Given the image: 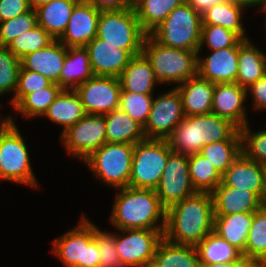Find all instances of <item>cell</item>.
<instances>
[{
    "instance_id": "1",
    "label": "cell",
    "mask_w": 266,
    "mask_h": 267,
    "mask_svg": "<svg viewBox=\"0 0 266 267\" xmlns=\"http://www.w3.org/2000/svg\"><path fill=\"white\" fill-rule=\"evenodd\" d=\"M214 231L211 193L196 192L166 210L164 238L175 244L196 246Z\"/></svg>"
},
{
    "instance_id": "2",
    "label": "cell",
    "mask_w": 266,
    "mask_h": 267,
    "mask_svg": "<svg viewBox=\"0 0 266 267\" xmlns=\"http://www.w3.org/2000/svg\"><path fill=\"white\" fill-rule=\"evenodd\" d=\"M115 190L118 191L113 202L110 222L118 231L120 229H165L166 209L161 205L155 189L127 186Z\"/></svg>"
},
{
    "instance_id": "3",
    "label": "cell",
    "mask_w": 266,
    "mask_h": 267,
    "mask_svg": "<svg viewBox=\"0 0 266 267\" xmlns=\"http://www.w3.org/2000/svg\"><path fill=\"white\" fill-rule=\"evenodd\" d=\"M238 129L214 113L185 116L167 141L174 152L191 155L200 153L205 145L229 139Z\"/></svg>"
},
{
    "instance_id": "4",
    "label": "cell",
    "mask_w": 266,
    "mask_h": 267,
    "mask_svg": "<svg viewBox=\"0 0 266 267\" xmlns=\"http://www.w3.org/2000/svg\"><path fill=\"white\" fill-rule=\"evenodd\" d=\"M142 53L149 60L160 84L180 85L197 76L198 53L195 51L164 46L147 34Z\"/></svg>"
},
{
    "instance_id": "5",
    "label": "cell",
    "mask_w": 266,
    "mask_h": 267,
    "mask_svg": "<svg viewBox=\"0 0 266 267\" xmlns=\"http://www.w3.org/2000/svg\"><path fill=\"white\" fill-rule=\"evenodd\" d=\"M201 24V14L184 1L150 35L164 46L198 53Z\"/></svg>"
},
{
    "instance_id": "6",
    "label": "cell",
    "mask_w": 266,
    "mask_h": 267,
    "mask_svg": "<svg viewBox=\"0 0 266 267\" xmlns=\"http://www.w3.org/2000/svg\"><path fill=\"white\" fill-rule=\"evenodd\" d=\"M53 254L65 267H99L100 253L94 239V223L85 215L73 229L54 239Z\"/></svg>"
},
{
    "instance_id": "7",
    "label": "cell",
    "mask_w": 266,
    "mask_h": 267,
    "mask_svg": "<svg viewBox=\"0 0 266 267\" xmlns=\"http://www.w3.org/2000/svg\"><path fill=\"white\" fill-rule=\"evenodd\" d=\"M147 34L141 29L134 7L101 10L96 37L112 46L127 50L132 56L142 53Z\"/></svg>"
},
{
    "instance_id": "8",
    "label": "cell",
    "mask_w": 266,
    "mask_h": 267,
    "mask_svg": "<svg viewBox=\"0 0 266 267\" xmlns=\"http://www.w3.org/2000/svg\"><path fill=\"white\" fill-rule=\"evenodd\" d=\"M134 144L105 143L84 160L96 179L116 189L129 186Z\"/></svg>"
},
{
    "instance_id": "9",
    "label": "cell",
    "mask_w": 266,
    "mask_h": 267,
    "mask_svg": "<svg viewBox=\"0 0 266 267\" xmlns=\"http://www.w3.org/2000/svg\"><path fill=\"white\" fill-rule=\"evenodd\" d=\"M172 152L167 139H145L134 144L129 187L155 189Z\"/></svg>"
},
{
    "instance_id": "10",
    "label": "cell",
    "mask_w": 266,
    "mask_h": 267,
    "mask_svg": "<svg viewBox=\"0 0 266 267\" xmlns=\"http://www.w3.org/2000/svg\"><path fill=\"white\" fill-rule=\"evenodd\" d=\"M16 123L0 136V179L38 187L26 141Z\"/></svg>"
},
{
    "instance_id": "11",
    "label": "cell",
    "mask_w": 266,
    "mask_h": 267,
    "mask_svg": "<svg viewBox=\"0 0 266 267\" xmlns=\"http://www.w3.org/2000/svg\"><path fill=\"white\" fill-rule=\"evenodd\" d=\"M165 229H120L115 232L117 252L124 267H151Z\"/></svg>"
},
{
    "instance_id": "12",
    "label": "cell",
    "mask_w": 266,
    "mask_h": 267,
    "mask_svg": "<svg viewBox=\"0 0 266 267\" xmlns=\"http://www.w3.org/2000/svg\"><path fill=\"white\" fill-rule=\"evenodd\" d=\"M60 136L67 152L83 162L107 142L105 115L86 114Z\"/></svg>"
},
{
    "instance_id": "13",
    "label": "cell",
    "mask_w": 266,
    "mask_h": 267,
    "mask_svg": "<svg viewBox=\"0 0 266 267\" xmlns=\"http://www.w3.org/2000/svg\"><path fill=\"white\" fill-rule=\"evenodd\" d=\"M184 118L181 95L175 87L153 98L144 135L146 139H167Z\"/></svg>"
},
{
    "instance_id": "14",
    "label": "cell",
    "mask_w": 266,
    "mask_h": 267,
    "mask_svg": "<svg viewBox=\"0 0 266 267\" xmlns=\"http://www.w3.org/2000/svg\"><path fill=\"white\" fill-rule=\"evenodd\" d=\"M155 192L166 210L196 193L190 180L188 155L174 151L169 155Z\"/></svg>"
},
{
    "instance_id": "15",
    "label": "cell",
    "mask_w": 266,
    "mask_h": 267,
    "mask_svg": "<svg viewBox=\"0 0 266 267\" xmlns=\"http://www.w3.org/2000/svg\"><path fill=\"white\" fill-rule=\"evenodd\" d=\"M75 91L86 114L104 115L119 108V77L93 76L80 84Z\"/></svg>"
},
{
    "instance_id": "16",
    "label": "cell",
    "mask_w": 266,
    "mask_h": 267,
    "mask_svg": "<svg viewBox=\"0 0 266 267\" xmlns=\"http://www.w3.org/2000/svg\"><path fill=\"white\" fill-rule=\"evenodd\" d=\"M100 10L87 0L74 7L66 30L58 39L66 47H85L97 35Z\"/></svg>"
},
{
    "instance_id": "17",
    "label": "cell",
    "mask_w": 266,
    "mask_h": 267,
    "mask_svg": "<svg viewBox=\"0 0 266 267\" xmlns=\"http://www.w3.org/2000/svg\"><path fill=\"white\" fill-rule=\"evenodd\" d=\"M246 99L247 89L238 83H217L214 87L212 113L230 120L240 129L248 124L244 105Z\"/></svg>"
},
{
    "instance_id": "18",
    "label": "cell",
    "mask_w": 266,
    "mask_h": 267,
    "mask_svg": "<svg viewBox=\"0 0 266 267\" xmlns=\"http://www.w3.org/2000/svg\"><path fill=\"white\" fill-rule=\"evenodd\" d=\"M210 51L207 58L198 53L197 75L215 84L236 82L239 43L235 47Z\"/></svg>"
},
{
    "instance_id": "19",
    "label": "cell",
    "mask_w": 266,
    "mask_h": 267,
    "mask_svg": "<svg viewBox=\"0 0 266 267\" xmlns=\"http://www.w3.org/2000/svg\"><path fill=\"white\" fill-rule=\"evenodd\" d=\"M85 48L94 76L119 77L133 57L127 50L112 46L98 37Z\"/></svg>"
},
{
    "instance_id": "20",
    "label": "cell",
    "mask_w": 266,
    "mask_h": 267,
    "mask_svg": "<svg viewBox=\"0 0 266 267\" xmlns=\"http://www.w3.org/2000/svg\"><path fill=\"white\" fill-rule=\"evenodd\" d=\"M224 185L255 193L265 201L264 165L247 158L242 152L222 174Z\"/></svg>"
},
{
    "instance_id": "21",
    "label": "cell",
    "mask_w": 266,
    "mask_h": 267,
    "mask_svg": "<svg viewBox=\"0 0 266 267\" xmlns=\"http://www.w3.org/2000/svg\"><path fill=\"white\" fill-rule=\"evenodd\" d=\"M214 215L254 213L264 202L253 192L224 185L222 182L211 192Z\"/></svg>"
},
{
    "instance_id": "22",
    "label": "cell",
    "mask_w": 266,
    "mask_h": 267,
    "mask_svg": "<svg viewBox=\"0 0 266 267\" xmlns=\"http://www.w3.org/2000/svg\"><path fill=\"white\" fill-rule=\"evenodd\" d=\"M65 56L66 46L59 40H54L47 47L24 56L21 66L25 70L42 74L52 83H58Z\"/></svg>"
},
{
    "instance_id": "23",
    "label": "cell",
    "mask_w": 266,
    "mask_h": 267,
    "mask_svg": "<svg viewBox=\"0 0 266 267\" xmlns=\"http://www.w3.org/2000/svg\"><path fill=\"white\" fill-rule=\"evenodd\" d=\"M215 83L205 80L198 75L177 85L181 95L185 116L212 113V102Z\"/></svg>"
},
{
    "instance_id": "24",
    "label": "cell",
    "mask_w": 266,
    "mask_h": 267,
    "mask_svg": "<svg viewBox=\"0 0 266 267\" xmlns=\"http://www.w3.org/2000/svg\"><path fill=\"white\" fill-rule=\"evenodd\" d=\"M119 80L121 92L144 95H153L155 85L160 84L149 60L143 53L130 59L129 64L119 76Z\"/></svg>"
},
{
    "instance_id": "25",
    "label": "cell",
    "mask_w": 266,
    "mask_h": 267,
    "mask_svg": "<svg viewBox=\"0 0 266 267\" xmlns=\"http://www.w3.org/2000/svg\"><path fill=\"white\" fill-rule=\"evenodd\" d=\"M94 76L85 47H66V56L57 83L62 89L75 90L80 84Z\"/></svg>"
},
{
    "instance_id": "26",
    "label": "cell",
    "mask_w": 266,
    "mask_h": 267,
    "mask_svg": "<svg viewBox=\"0 0 266 267\" xmlns=\"http://www.w3.org/2000/svg\"><path fill=\"white\" fill-rule=\"evenodd\" d=\"M238 73L236 83L248 89L266 75L265 52L257 48L250 39L239 42Z\"/></svg>"
},
{
    "instance_id": "27",
    "label": "cell",
    "mask_w": 266,
    "mask_h": 267,
    "mask_svg": "<svg viewBox=\"0 0 266 267\" xmlns=\"http://www.w3.org/2000/svg\"><path fill=\"white\" fill-rule=\"evenodd\" d=\"M86 115L83 104L75 90L62 89L42 117L63 127L64 133Z\"/></svg>"
},
{
    "instance_id": "28",
    "label": "cell",
    "mask_w": 266,
    "mask_h": 267,
    "mask_svg": "<svg viewBox=\"0 0 266 267\" xmlns=\"http://www.w3.org/2000/svg\"><path fill=\"white\" fill-rule=\"evenodd\" d=\"M247 7L239 0H226L207 9L201 14V25H219L237 33L242 39L246 37L242 23L244 9Z\"/></svg>"
},
{
    "instance_id": "29",
    "label": "cell",
    "mask_w": 266,
    "mask_h": 267,
    "mask_svg": "<svg viewBox=\"0 0 266 267\" xmlns=\"http://www.w3.org/2000/svg\"><path fill=\"white\" fill-rule=\"evenodd\" d=\"M80 0H52L38 8V25L43 27L55 40H58L66 30L75 5Z\"/></svg>"
},
{
    "instance_id": "30",
    "label": "cell",
    "mask_w": 266,
    "mask_h": 267,
    "mask_svg": "<svg viewBox=\"0 0 266 267\" xmlns=\"http://www.w3.org/2000/svg\"><path fill=\"white\" fill-rule=\"evenodd\" d=\"M104 115L107 143L136 144L146 139L143 126L125 111L118 108Z\"/></svg>"
},
{
    "instance_id": "31",
    "label": "cell",
    "mask_w": 266,
    "mask_h": 267,
    "mask_svg": "<svg viewBox=\"0 0 266 267\" xmlns=\"http://www.w3.org/2000/svg\"><path fill=\"white\" fill-rule=\"evenodd\" d=\"M254 213L214 215V232L230 245L245 251L247 236Z\"/></svg>"
},
{
    "instance_id": "32",
    "label": "cell",
    "mask_w": 266,
    "mask_h": 267,
    "mask_svg": "<svg viewBox=\"0 0 266 267\" xmlns=\"http://www.w3.org/2000/svg\"><path fill=\"white\" fill-rule=\"evenodd\" d=\"M151 267H201L196 246L175 244L163 238Z\"/></svg>"
},
{
    "instance_id": "33",
    "label": "cell",
    "mask_w": 266,
    "mask_h": 267,
    "mask_svg": "<svg viewBox=\"0 0 266 267\" xmlns=\"http://www.w3.org/2000/svg\"><path fill=\"white\" fill-rule=\"evenodd\" d=\"M200 266L206 264H223L228 262H240L244 259L242 252L230 245L226 240L212 231L196 245Z\"/></svg>"
},
{
    "instance_id": "34",
    "label": "cell",
    "mask_w": 266,
    "mask_h": 267,
    "mask_svg": "<svg viewBox=\"0 0 266 267\" xmlns=\"http://www.w3.org/2000/svg\"><path fill=\"white\" fill-rule=\"evenodd\" d=\"M185 0H140L133 7L141 29L150 34L168 14Z\"/></svg>"
},
{
    "instance_id": "35",
    "label": "cell",
    "mask_w": 266,
    "mask_h": 267,
    "mask_svg": "<svg viewBox=\"0 0 266 267\" xmlns=\"http://www.w3.org/2000/svg\"><path fill=\"white\" fill-rule=\"evenodd\" d=\"M241 152V134L238 129L227 140L203 146L200 154L206 157L222 175Z\"/></svg>"
},
{
    "instance_id": "36",
    "label": "cell",
    "mask_w": 266,
    "mask_h": 267,
    "mask_svg": "<svg viewBox=\"0 0 266 267\" xmlns=\"http://www.w3.org/2000/svg\"><path fill=\"white\" fill-rule=\"evenodd\" d=\"M188 168L196 192L211 193L222 181L219 171L200 153L188 155Z\"/></svg>"
},
{
    "instance_id": "37",
    "label": "cell",
    "mask_w": 266,
    "mask_h": 267,
    "mask_svg": "<svg viewBox=\"0 0 266 267\" xmlns=\"http://www.w3.org/2000/svg\"><path fill=\"white\" fill-rule=\"evenodd\" d=\"M245 259L253 260L266 267V205L254 212L247 236Z\"/></svg>"
},
{
    "instance_id": "38",
    "label": "cell",
    "mask_w": 266,
    "mask_h": 267,
    "mask_svg": "<svg viewBox=\"0 0 266 267\" xmlns=\"http://www.w3.org/2000/svg\"><path fill=\"white\" fill-rule=\"evenodd\" d=\"M62 88L57 83L27 94L15 107L14 110L25 118L42 117L49 106L54 102Z\"/></svg>"
},
{
    "instance_id": "39",
    "label": "cell",
    "mask_w": 266,
    "mask_h": 267,
    "mask_svg": "<svg viewBox=\"0 0 266 267\" xmlns=\"http://www.w3.org/2000/svg\"><path fill=\"white\" fill-rule=\"evenodd\" d=\"M55 39L40 25L22 33L7 48L20 60L29 53L47 47Z\"/></svg>"
},
{
    "instance_id": "40",
    "label": "cell",
    "mask_w": 266,
    "mask_h": 267,
    "mask_svg": "<svg viewBox=\"0 0 266 267\" xmlns=\"http://www.w3.org/2000/svg\"><path fill=\"white\" fill-rule=\"evenodd\" d=\"M242 38L232 30L219 25H201L199 52L203 45L207 49L215 51L222 48L235 47Z\"/></svg>"
},
{
    "instance_id": "41",
    "label": "cell",
    "mask_w": 266,
    "mask_h": 267,
    "mask_svg": "<svg viewBox=\"0 0 266 267\" xmlns=\"http://www.w3.org/2000/svg\"><path fill=\"white\" fill-rule=\"evenodd\" d=\"M21 60L7 47L0 46V96L11 93L15 96Z\"/></svg>"
},
{
    "instance_id": "42",
    "label": "cell",
    "mask_w": 266,
    "mask_h": 267,
    "mask_svg": "<svg viewBox=\"0 0 266 267\" xmlns=\"http://www.w3.org/2000/svg\"><path fill=\"white\" fill-rule=\"evenodd\" d=\"M37 25V12L32 8L17 17L0 22V46L7 47L17 36Z\"/></svg>"
},
{
    "instance_id": "43",
    "label": "cell",
    "mask_w": 266,
    "mask_h": 267,
    "mask_svg": "<svg viewBox=\"0 0 266 267\" xmlns=\"http://www.w3.org/2000/svg\"><path fill=\"white\" fill-rule=\"evenodd\" d=\"M152 101L153 95L121 92L119 109L125 111L132 119L144 127L149 118Z\"/></svg>"
},
{
    "instance_id": "44",
    "label": "cell",
    "mask_w": 266,
    "mask_h": 267,
    "mask_svg": "<svg viewBox=\"0 0 266 267\" xmlns=\"http://www.w3.org/2000/svg\"><path fill=\"white\" fill-rule=\"evenodd\" d=\"M241 150L249 159L266 165V130L256 131L250 129L249 123L240 129Z\"/></svg>"
},
{
    "instance_id": "45",
    "label": "cell",
    "mask_w": 266,
    "mask_h": 267,
    "mask_svg": "<svg viewBox=\"0 0 266 267\" xmlns=\"http://www.w3.org/2000/svg\"><path fill=\"white\" fill-rule=\"evenodd\" d=\"M52 82L40 73L19 69L15 96L10 100L13 108L27 95L50 86Z\"/></svg>"
},
{
    "instance_id": "46",
    "label": "cell",
    "mask_w": 266,
    "mask_h": 267,
    "mask_svg": "<svg viewBox=\"0 0 266 267\" xmlns=\"http://www.w3.org/2000/svg\"><path fill=\"white\" fill-rule=\"evenodd\" d=\"M94 239L97 241L100 253L99 267H124L117 252L115 232L102 231L94 224Z\"/></svg>"
},
{
    "instance_id": "47",
    "label": "cell",
    "mask_w": 266,
    "mask_h": 267,
    "mask_svg": "<svg viewBox=\"0 0 266 267\" xmlns=\"http://www.w3.org/2000/svg\"><path fill=\"white\" fill-rule=\"evenodd\" d=\"M30 9L28 0H0V22L17 17Z\"/></svg>"
},
{
    "instance_id": "48",
    "label": "cell",
    "mask_w": 266,
    "mask_h": 267,
    "mask_svg": "<svg viewBox=\"0 0 266 267\" xmlns=\"http://www.w3.org/2000/svg\"><path fill=\"white\" fill-rule=\"evenodd\" d=\"M247 94H251L253 107L256 110L266 109V75L253 83L248 89Z\"/></svg>"
},
{
    "instance_id": "49",
    "label": "cell",
    "mask_w": 266,
    "mask_h": 267,
    "mask_svg": "<svg viewBox=\"0 0 266 267\" xmlns=\"http://www.w3.org/2000/svg\"><path fill=\"white\" fill-rule=\"evenodd\" d=\"M94 4L100 11L101 10H118L123 7H128L127 0H87Z\"/></svg>"
},
{
    "instance_id": "50",
    "label": "cell",
    "mask_w": 266,
    "mask_h": 267,
    "mask_svg": "<svg viewBox=\"0 0 266 267\" xmlns=\"http://www.w3.org/2000/svg\"><path fill=\"white\" fill-rule=\"evenodd\" d=\"M190 6H192L197 12L202 14L207 9L213 7L216 4L222 3L226 0H185Z\"/></svg>"
},
{
    "instance_id": "51",
    "label": "cell",
    "mask_w": 266,
    "mask_h": 267,
    "mask_svg": "<svg viewBox=\"0 0 266 267\" xmlns=\"http://www.w3.org/2000/svg\"><path fill=\"white\" fill-rule=\"evenodd\" d=\"M203 267H262L259 263L249 259H242L240 262H228L223 264H206Z\"/></svg>"
},
{
    "instance_id": "52",
    "label": "cell",
    "mask_w": 266,
    "mask_h": 267,
    "mask_svg": "<svg viewBox=\"0 0 266 267\" xmlns=\"http://www.w3.org/2000/svg\"><path fill=\"white\" fill-rule=\"evenodd\" d=\"M14 123L15 121L12 116H7L5 118L2 117V119L0 117V136Z\"/></svg>"
},
{
    "instance_id": "53",
    "label": "cell",
    "mask_w": 266,
    "mask_h": 267,
    "mask_svg": "<svg viewBox=\"0 0 266 267\" xmlns=\"http://www.w3.org/2000/svg\"><path fill=\"white\" fill-rule=\"evenodd\" d=\"M241 1L247 8L249 7H260V9H263L266 7V0H239Z\"/></svg>"
},
{
    "instance_id": "54",
    "label": "cell",
    "mask_w": 266,
    "mask_h": 267,
    "mask_svg": "<svg viewBox=\"0 0 266 267\" xmlns=\"http://www.w3.org/2000/svg\"><path fill=\"white\" fill-rule=\"evenodd\" d=\"M50 1H52V0H28V3L32 9H36L39 6H41L45 3H48Z\"/></svg>"
},
{
    "instance_id": "55",
    "label": "cell",
    "mask_w": 266,
    "mask_h": 267,
    "mask_svg": "<svg viewBox=\"0 0 266 267\" xmlns=\"http://www.w3.org/2000/svg\"><path fill=\"white\" fill-rule=\"evenodd\" d=\"M140 0H127L129 6L133 7Z\"/></svg>"
},
{
    "instance_id": "56",
    "label": "cell",
    "mask_w": 266,
    "mask_h": 267,
    "mask_svg": "<svg viewBox=\"0 0 266 267\" xmlns=\"http://www.w3.org/2000/svg\"><path fill=\"white\" fill-rule=\"evenodd\" d=\"M264 171H265V201H264V205H266V165H264Z\"/></svg>"
},
{
    "instance_id": "57",
    "label": "cell",
    "mask_w": 266,
    "mask_h": 267,
    "mask_svg": "<svg viewBox=\"0 0 266 267\" xmlns=\"http://www.w3.org/2000/svg\"><path fill=\"white\" fill-rule=\"evenodd\" d=\"M260 11H262V13L264 12V14H266V7H264L263 9H261ZM266 25V24H265Z\"/></svg>"
}]
</instances>
